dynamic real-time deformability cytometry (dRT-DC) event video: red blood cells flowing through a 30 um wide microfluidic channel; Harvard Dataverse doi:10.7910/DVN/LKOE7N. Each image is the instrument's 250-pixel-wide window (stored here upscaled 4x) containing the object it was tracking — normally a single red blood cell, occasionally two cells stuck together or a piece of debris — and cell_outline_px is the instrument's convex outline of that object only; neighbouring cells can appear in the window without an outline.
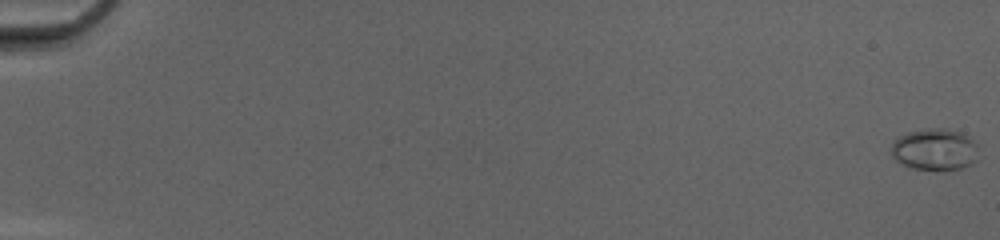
{"species": "common noctule bat (a hibernating species)", "species_latin": "Nyctalus noctula", "temperature_condition": "cold", "stored_images_in_passage": 52, "camera_frame_rate_fps": 3000, "um_per_image_px": 0.085, "animal": {"sex": "female", "body_mass_g": 20.0, "forearm_length_mm": 54.0}, "frame": {"image": 1, "passage_image": 1, "time_ms": 0.0, "image_size_px": [1000, 240], "cell_outline_px": [[980, 144], [976, 160], [972, 164], [960, 168], [912, 168], [896, 160], [892, 156], [892, 144], [900, 136], [908, 132], [928, 128], [944, 128], [964, 132]], "centroid_in_image_um": [79.53, 12.66], "position_along_channel_um": 5.5, "area_um2": 21.1}}
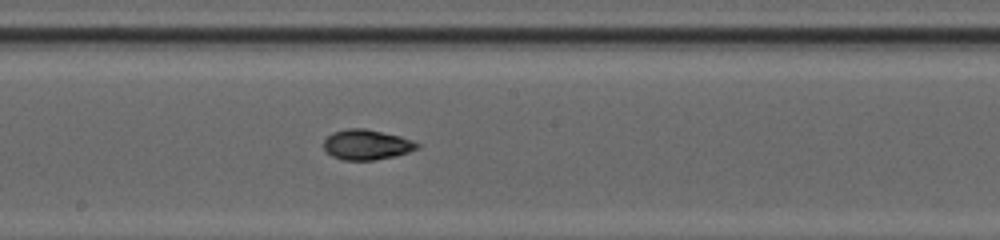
{"frame": {"image": 2, "passage_image": 31, "time_ms": 10.0, "image_size_px": [1000, 240], "cell_outline_px": [[420, 148], [396, 156], [372, 160], [344, 160], [332, 156], [324, 148], [324, 140], [332, 132], [348, 128], [364, 128], [400, 136], [412, 140], [420, 144]], "centroid_in_image_um": [31.18, 12.29], "position_along_channel_um": 217.0, "area_um2": 16.42}}
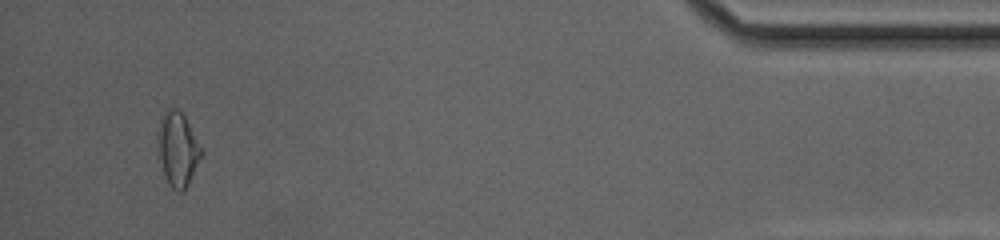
{"frame": {"image": 3, "passage_image": 50, "time_ms": 16.333, "image_size_px": [1000, 240], "cell_outline_px": [[204, 152], [188, 184], [180, 192], [176, 192], [168, 184], [156, 148], [156, 136], [160, 116], [164, 108], [176, 108], [184, 116]], "centroid_in_image_um": [15.07, 12.64], "position_along_channel_um": 420.1, "area_um2": 19.02}, "authors_computed_cell_mechanics": {"area_um2": 16.8776, "velocity_mm_per_s": 4.1913, "shape_relaxation_time_tau1_ms": 5.9076, "shape_relaxation_time_tau2_ms": 5.3491, "deformation_change_tau1": 0.1658, "deformation_change_tau2": 0.0739}}